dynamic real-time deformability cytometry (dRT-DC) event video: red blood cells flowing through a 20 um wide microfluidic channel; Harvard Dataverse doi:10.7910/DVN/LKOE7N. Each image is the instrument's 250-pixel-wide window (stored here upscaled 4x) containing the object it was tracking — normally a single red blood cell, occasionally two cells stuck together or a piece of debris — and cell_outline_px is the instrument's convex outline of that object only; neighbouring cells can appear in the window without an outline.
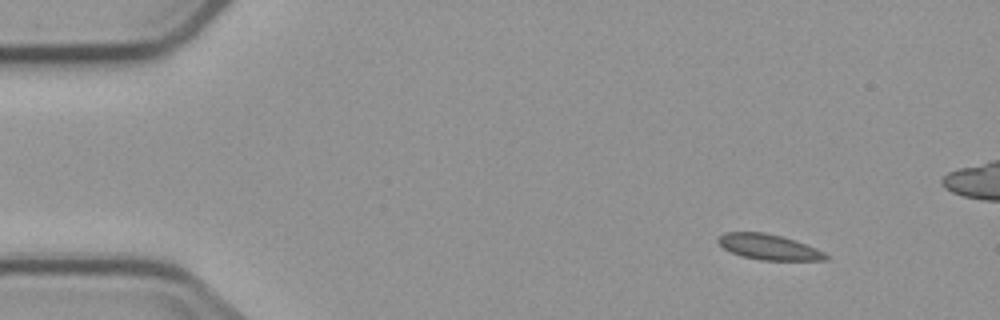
{"species": "common noctule bat (a hibernating species)", "species_latin": "Nyctalus noctula", "temperature_condition": "cold", "stored_images_in_passage": 5, "camera_frame_rate_fps": 3000, "um_per_image_px": 0.085, "animal": {"sex": "male", "body_mass_g": 23.1, "forearm_length_mm": 52.7}, "frame": {"image": 1, "passage_image": 1, "time_ms": 0.0, "image_size_px": [1000, 320], "cell_outline_px": [[828, 260], [760, 260], [744, 256], [732, 252], [724, 248], [716, 240], [724, 232], [764, 232], [784, 236], [816, 248], [824, 252], [828, 256]], "centroid_in_image_um": [65.36, 20.98], "position_along_channel_um": 19.6, "area_um2": 15.9}}
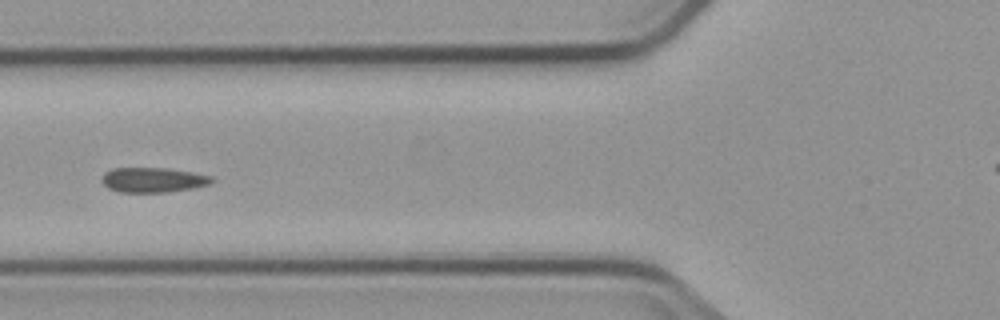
{"frame": {"image": 2, "passage_image": 5, "time_ms": 5.0, "image_size_px": [1000, 320], "cell_outline_px": [[216, 180], [208, 184], [192, 188], [168, 192], [120, 192], [108, 188], [100, 180], [100, 176], [104, 172], [112, 168], [168, 168], [192, 172], [212, 176]], "centroid_in_image_um": [12.98, 15.28], "position_along_channel_um": 112.8, "area_um2": 16.07}}